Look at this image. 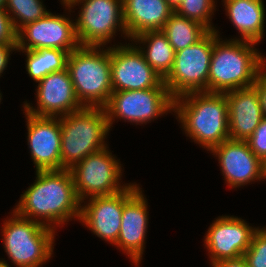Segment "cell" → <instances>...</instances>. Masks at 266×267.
Returning a JSON list of instances; mask_svg holds the SVG:
<instances>
[{"label":"cell","mask_w":266,"mask_h":267,"mask_svg":"<svg viewBox=\"0 0 266 267\" xmlns=\"http://www.w3.org/2000/svg\"><path fill=\"white\" fill-rule=\"evenodd\" d=\"M36 89L37 109L24 101V110L35 116L60 117L78 111V101L68 69L53 72L40 80Z\"/></svg>","instance_id":"15"},{"label":"cell","mask_w":266,"mask_h":267,"mask_svg":"<svg viewBox=\"0 0 266 267\" xmlns=\"http://www.w3.org/2000/svg\"><path fill=\"white\" fill-rule=\"evenodd\" d=\"M61 170L71 169L89 154L107 147L109 134L106 111L100 107L82 109L60 116Z\"/></svg>","instance_id":"5"},{"label":"cell","mask_w":266,"mask_h":267,"mask_svg":"<svg viewBox=\"0 0 266 267\" xmlns=\"http://www.w3.org/2000/svg\"><path fill=\"white\" fill-rule=\"evenodd\" d=\"M212 267H247L243 256L235 259H226L212 265Z\"/></svg>","instance_id":"32"},{"label":"cell","mask_w":266,"mask_h":267,"mask_svg":"<svg viewBox=\"0 0 266 267\" xmlns=\"http://www.w3.org/2000/svg\"><path fill=\"white\" fill-rule=\"evenodd\" d=\"M219 33L213 30L207 92L226 93L253 86L266 67V57L254 47L256 43L237 37L222 40Z\"/></svg>","instance_id":"2"},{"label":"cell","mask_w":266,"mask_h":267,"mask_svg":"<svg viewBox=\"0 0 266 267\" xmlns=\"http://www.w3.org/2000/svg\"><path fill=\"white\" fill-rule=\"evenodd\" d=\"M35 175V182L24 191L13 211L55 231L72 218L79 220L82 203L70 170L36 171Z\"/></svg>","instance_id":"1"},{"label":"cell","mask_w":266,"mask_h":267,"mask_svg":"<svg viewBox=\"0 0 266 267\" xmlns=\"http://www.w3.org/2000/svg\"><path fill=\"white\" fill-rule=\"evenodd\" d=\"M128 39L147 31L162 30L174 10L166 0H122Z\"/></svg>","instance_id":"20"},{"label":"cell","mask_w":266,"mask_h":267,"mask_svg":"<svg viewBox=\"0 0 266 267\" xmlns=\"http://www.w3.org/2000/svg\"><path fill=\"white\" fill-rule=\"evenodd\" d=\"M243 257L247 267H266V234L260 228Z\"/></svg>","instance_id":"27"},{"label":"cell","mask_w":266,"mask_h":267,"mask_svg":"<svg viewBox=\"0 0 266 267\" xmlns=\"http://www.w3.org/2000/svg\"><path fill=\"white\" fill-rule=\"evenodd\" d=\"M79 46L75 22L65 15L49 12L45 17L26 24L17 32L18 50L54 48L70 53Z\"/></svg>","instance_id":"12"},{"label":"cell","mask_w":266,"mask_h":267,"mask_svg":"<svg viewBox=\"0 0 266 267\" xmlns=\"http://www.w3.org/2000/svg\"><path fill=\"white\" fill-rule=\"evenodd\" d=\"M258 229L259 227L249 226L240 217L229 215L217 217L204 236V245L209 253L210 265L243 256Z\"/></svg>","instance_id":"14"},{"label":"cell","mask_w":266,"mask_h":267,"mask_svg":"<svg viewBox=\"0 0 266 267\" xmlns=\"http://www.w3.org/2000/svg\"><path fill=\"white\" fill-rule=\"evenodd\" d=\"M72 0H60L61 5H68ZM63 3V4H62Z\"/></svg>","instance_id":"36"},{"label":"cell","mask_w":266,"mask_h":267,"mask_svg":"<svg viewBox=\"0 0 266 267\" xmlns=\"http://www.w3.org/2000/svg\"><path fill=\"white\" fill-rule=\"evenodd\" d=\"M0 267H10L9 263L6 260H0Z\"/></svg>","instance_id":"35"},{"label":"cell","mask_w":266,"mask_h":267,"mask_svg":"<svg viewBox=\"0 0 266 267\" xmlns=\"http://www.w3.org/2000/svg\"><path fill=\"white\" fill-rule=\"evenodd\" d=\"M17 44V32L6 9L0 7V45Z\"/></svg>","instance_id":"29"},{"label":"cell","mask_w":266,"mask_h":267,"mask_svg":"<svg viewBox=\"0 0 266 267\" xmlns=\"http://www.w3.org/2000/svg\"><path fill=\"white\" fill-rule=\"evenodd\" d=\"M26 55V71L31 79L39 82L46 75L66 69L69 53L54 48L17 50Z\"/></svg>","instance_id":"23"},{"label":"cell","mask_w":266,"mask_h":267,"mask_svg":"<svg viewBox=\"0 0 266 267\" xmlns=\"http://www.w3.org/2000/svg\"><path fill=\"white\" fill-rule=\"evenodd\" d=\"M261 179L266 180V156L261 159Z\"/></svg>","instance_id":"33"},{"label":"cell","mask_w":266,"mask_h":267,"mask_svg":"<svg viewBox=\"0 0 266 267\" xmlns=\"http://www.w3.org/2000/svg\"><path fill=\"white\" fill-rule=\"evenodd\" d=\"M162 32L177 52L201 40L209 30L200 23L173 12L162 28Z\"/></svg>","instance_id":"24"},{"label":"cell","mask_w":266,"mask_h":267,"mask_svg":"<svg viewBox=\"0 0 266 267\" xmlns=\"http://www.w3.org/2000/svg\"><path fill=\"white\" fill-rule=\"evenodd\" d=\"M4 8L16 32L26 24L39 20L50 12L46 10L42 0H6Z\"/></svg>","instance_id":"25"},{"label":"cell","mask_w":266,"mask_h":267,"mask_svg":"<svg viewBox=\"0 0 266 267\" xmlns=\"http://www.w3.org/2000/svg\"><path fill=\"white\" fill-rule=\"evenodd\" d=\"M26 116L27 141L36 171L61 170V127L59 117Z\"/></svg>","instance_id":"16"},{"label":"cell","mask_w":266,"mask_h":267,"mask_svg":"<svg viewBox=\"0 0 266 267\" xmlns=\"http://www.w3.org/2000/svg\"><path fill=\"white\" fill-rule=\"evenodd\" d=\"M119 44L111 47L113 91L166 87L162 76L146 62L143 53L133 42Z\"/></svg>","instance_id":"11"},{"label":"cell","mask_w":266,"mask_h":267,"mask_svg":"<svg viewBox=\"0 0 266 267\" xmlns=\"http://www.w3.org/2000/svg\"><path fill=\"white\" fill-rule=\"evenodd\" d=\"M174 114L186 136L211 151L229 137L225 93L192 92L174 99Z\"/></svg>","instance_id":"3"},{"label":"cell","mask_w":266,"mask_h":267,"mask_svg":"<svg viewBox=\"0 0 266 267\" xmlns=\"http://www.w3.org/2000/svg\"><path fill=\"white\" fill-rule=\"evenodd\" d=\"M227 17L239 31L238 40L260 43L264 38L265 7L263 0H222Z\"/></svg>","instance_id":"21"},{"label":"cell","mask_w":266,"mask_h":267,"mask_svg":"<svg viewBox=\"0 0 266 267\" xmlns=\"http://www.w3.org/2000/svg\"><path fill=\"white\" fill-rule=\"evenodd\" d=\"M251 151L260 159L266 156V117L262 119L253 134L246 140Z\"/></svg>","instance_id":"28"},{"label":"cell","mask_w":266,"mask_h":267,"mask_svg":"<svg viewBox=\"0 0 266 267\" xmlns=\"http://www.w3.org/2000/svg\"><path fill=\"white\" fill-rule=\"evenodd\" d=\"M11 215L0 229L8 258L16 267H42L53 254L55 230L14 211Z\"/></svg>","instance_id":"6"},{"label":"cell","mask_w":266,"mask_h":267,"mask_svg":"<svg viewBox=\"0 0 266 267\" xmlns=\"http://www.w3.org/2000/svg\"><path fill=\"white\" fill-rule=\"evenodd\" d=\"M133 41L134 44H139L137 47L146 62L164 79L173 67L175 51L162 30L143 32L134 37L131 42Z\"/></svg>","instance_id":"22"},{"label":"cell","mask_w":266,"mask_h":267,"mask_svg":"<svg viewBox=\"0 0 266 267\" xmlns=\"http://www.w3.org/2000/svg\"><path fill=\"white\" fill-rule=\"evenodd\" d=\"M106 48L79 46L68 55L66 68L76 97L83 107L104 108L113 92L111 46Z\"/></svg>","instance_id":"4"},{"label":"cell","mask_w":266,"mask_h":267,"mask_svg":"<svg viewBox=\"0 0 266 267\" xmlns=\"http://www.w3.org/2000/svg\"><path fill=\"white\" fill-rule=\"evenodd\" d=\"M108 148L89 154L69 169L80 202L92 197L113 195L131 185H121L122 164Z\"/></svg>","instance_id":"10"},{"label":"cell","mask_w":266,"mask_h":267,"mask_svg":"<svg viewBox=\"0 0 266 267\" xmlns=\"http://www.w3.org/2000/svg\"><path fill=\"white\" fill-rule=\"evenodd\" d=\"M87 202H81L84 204H81L79 222L97 237L115 245L121 229L125 189L113 195L89 198Z\"/></svg>","instance_id":"18"},{"label":"cell","mask_w":266,"mask_h":267,"mask_svg":"<svg viewBox=\"0 0 266 267\" xmlns=\"http://www.w3.org/2000/svg\"><path fill=\"white\" fill-rule=\"evenodd\" d=\"M1 99H2V94H1V92H0V103H1Z\"/></svg>","instance_id":"39"},{"label":"cell","mask_w":266,"mask_h":267,"mask_svg":"<svg viewBox=\"0 0 266 267\" xmlns=\"http://www.w3.org/2000/svg\"><path fill=\"white\" fill-rule=\"evenodd\" d=\"M215 0H182L174 11L178 15L194 20L205 26L209 31L216 30L212 22L217 3Z\"/></svg>","instance_id":"26"},{"label":"cell","mask_w":266,"mask_h":267,"mask_svg":"<svg viewBox=\"0 0 266 267\" xmlns=\"http://www.w3.org/2000/svg\"><path fill=\"white\" fill-rule=\"evenodd\" d=\"M228 105L229 137L246 141L264 118L257 89L254 86L225 93Z\"/></svg>","instance_id":"19"},{"label":"cell","mask_w":266,"mask_h":267,"mask_svg":"<svg viewBox=\"0 0 266 267\" xmlns=\"http://www.w3.org/2000/svg\"><path fill=\"white\" fill-rule=\"evenodd\" d=\"M253 86L258 91L263 116L266 117V67L258 74Z\"/></svg>","instance_id":"30"},{"label":"cell","mask_w":266,"mask_h":267,"mask_svg":"<svg viewBox=\"0 0 266 267\" xmlns=\"http://www.w3.org/2000/svg\"><path fill=\"white\" fill-rule=\"evenodd\" d=\"M6 0H0V7H5Z\"/></svg>","instance_id":"37"},{"label":"cell","mask_w":266,"mask_h":267,"mask_svg":"<svg viewBox=\"0 0 266 267\" xmlns=\"http://www.w3.org/2000/svg\"><path fill=\"white\" fill-rule=\"evenodd\" d=\"M17 44L0 45V76L7 68V64L10 60V53L17 51Z\"/></svg>","instance_id":"31"},{"label":"cell","mask_w":266,"mask_h":267,"mask_svg":"<svg viewBox=\"0 0 266 267\" xmlns=\"http://www.w3.org/2000/svg\"><path fill=\"white\" fill-rule=\"evenodd\" d=\"M213 30L201 40L175 52L174 64L164 83L173 99L192 92H207Z\"/></svg>","instance_id":"8"},{"label":"cell","mask_w":266,"mask_h":267,"mask_svg":"<svg viewBox=\"0 0 266 267\" xmlns=\"http://www.w3.org/2000/svg\"><path fill=\"white\" fill-rule=\"evenodd\" d=\"M169 6L175 11L181 4L182 0H166Z\"/></svg>","instance_id":"34"},{"label":"cell","mask_w":266,"mask_h":267,"mask_svg":"<svg viewBox=\"0 0 266 267\" xmlns=\"http://www.w3.org/2000/svg\"><path fill=\"white\" fill-rule=\"evenodd\" d=\"M109 129L115 118L136 125L157 119L174 111V99L167 87H154L140 90L113 91L104 107Z\"/></svg>","instance_id":"9"},{"label":"cell","mask_w":266,"mask_h":267,"mask_svg":"<svg viewBox=\"0 0 266 267\" xmlns=\"http://www.w3.org/2000/svg\"><path fill=\"white\" fill-rule=\"evenodd\" d=\"M266 234V227L260 228Z\"/></svg>","instance_id":"38"},{"label":"cell","mask_w":266,"mask_h":267,"mask_svg":"<svg viewBox=\"0 0 266 267\" xmlns=\"http://www.w3.org/2000/svg\"><path fill=\"white\" fill-rule=\"evenodd\" d=\"M136 183L125 189V205L121 216V229L116 246L128 255L131 262L139 267L144 253L148 229V202Z\"/></svg>","instance_id":"13"},{"label":"cell","mask_w":266,"mask_h":267,"mask_svg":"<svg viewBox=\"0 0 266 267\" xmlns=\"http://www.w3.org/2000/svg\"><path fill=\"white\" fill-rule=\"evenodd\" d=\"M80 5L75 31L80 46H104L114 39L119 30L128 38L123 20L122 0H72L63 5L68 12ZM113 38V39H112Z\"/></svg>","instance_id":"7"},{"label":"cell","mask_w":266,"mask_h":267,"mask_svg":"<svg viewBox=\"0 0 266 267\" xmlns=\"http://www.w3.org/2000/svg\"><path fill=\"white\" fill-rule=\"evenodd\" d=\"M218 157L226 185L245 186L261 179V159L250 149L247 141L228 139L211 150Z\"/></svg>","instance_id":"17"}]
</instances>
